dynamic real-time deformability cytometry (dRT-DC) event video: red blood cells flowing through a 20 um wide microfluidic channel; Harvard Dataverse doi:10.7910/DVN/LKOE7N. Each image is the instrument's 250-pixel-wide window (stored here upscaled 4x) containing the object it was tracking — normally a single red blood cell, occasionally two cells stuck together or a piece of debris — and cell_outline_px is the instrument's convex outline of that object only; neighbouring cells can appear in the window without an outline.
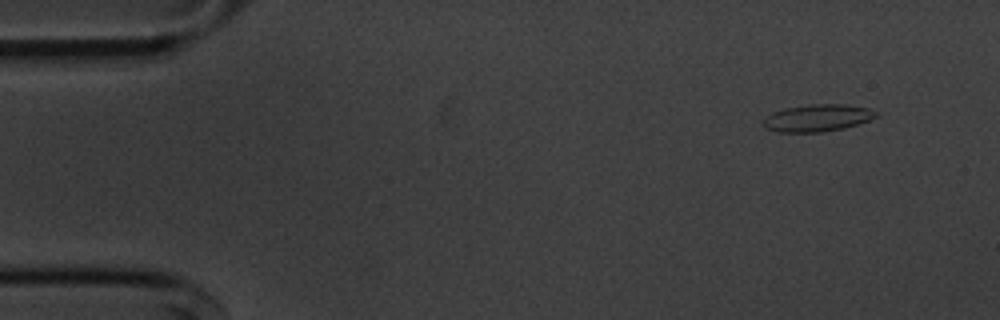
{"species": "common noctule bat (a hibernating species)", "species_latin": "Nyctalus noctula", "temperature_condition": "cold", "stored_images_in_passage": 35, "camera_frame_rate_fps": 3000, "um_per_image_px": 0.085, "animal": {"sex": "male", "body_mass_g": 20.1, "forearm_length_mm": 53.5}, "frame": {"image": 1, "passage_image": 1, "time_ms": 0.0, "image_size_px": [1000, 320], "cell_outline_px": [[880, 112], [876, 116], [868, 120], [844, 128], [820, 132], [780, 132], [764, 128], [760, 124], [772, 112], [784, 108], [808, 104], [844, 104], [868, 108]], "centroid_in_image_um": [69.45, 10.02], "position_along_channel_um": 15.6, "area_um2": 17.86}}
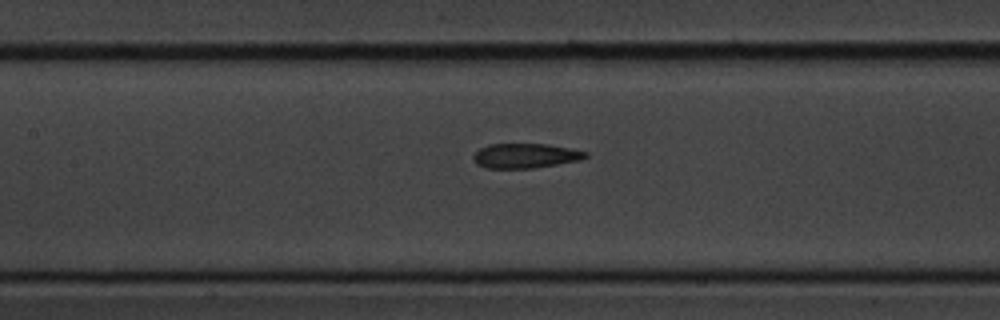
{"frame": {"image": 2, "passage_image": 21, "time_ms": 6.667, "image_size_px": [1000, 320], "cell_outline_px": [[588, 156], [580, 160], [532, 168], [484, 168], [476, 164], [472, 156], [480, 148], [488, 144], [548, 144], [588, 152]], "centroid_in_image_um": [44.62, 13.24], "position_along_channel_um": 162.8, "area_um2": 16.07}}
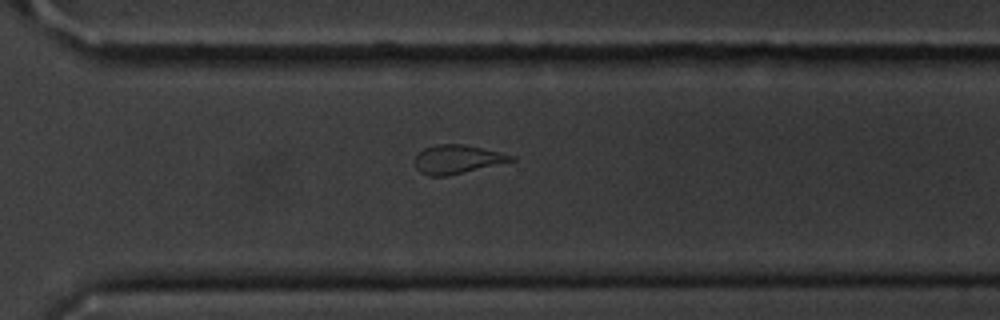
{"frame": {"image": 3, "passage_image": 35, "time_ms": 11.333, "image_size_px": [1000, 320], "cell_outline_px": [[516, 160], [448, 176], [428, 176], [420, 172], [416, 168], [416, 156], [424, 148], [436, 144], [460, 144], [480, 148], [516, 156]], "centroid_in_image_um": [38.86, 13.55], "position_along_channel_um": 331.7, "area_um2": 15.9}}